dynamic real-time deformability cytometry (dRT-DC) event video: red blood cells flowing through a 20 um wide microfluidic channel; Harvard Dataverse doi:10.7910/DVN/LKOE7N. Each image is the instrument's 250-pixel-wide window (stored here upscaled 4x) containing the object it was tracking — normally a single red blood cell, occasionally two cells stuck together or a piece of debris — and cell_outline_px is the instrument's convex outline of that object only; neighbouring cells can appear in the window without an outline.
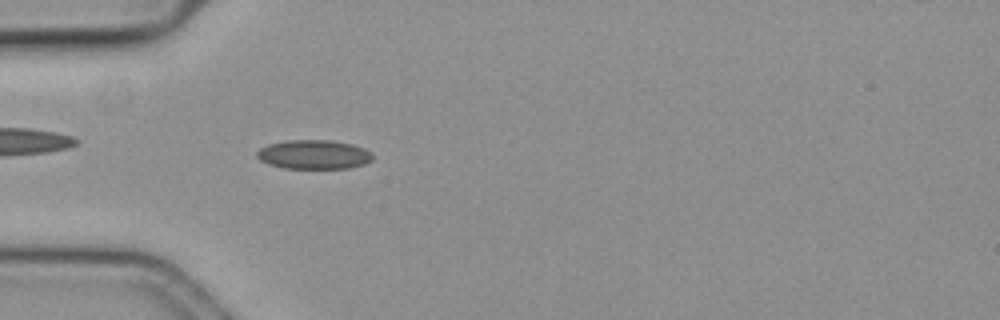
{"species": "common noctule bat (a hibernating species)", "species_latin": "Nyctalus noctula", "temperature_condition": "cold", "stored_images_in_passage": 57, "camera_frame_rate_fps": 3000, "um_per_image_px": 0.085, "animal": {"sex": "female", "body_mass_g": 19.3, "forearm_length_mm": 54.1}, "frame": {"image": 1, "passage_image": 17, "time_ms": 5.333, "image_size_px": [1000, 320], "cell_outline_px": [[372, 160], [364, 164], [348, 168], [284, 168], [268, 164], [260, 160], [256, 156], [256, 152], [260, 148], [268, 144], [288, 140], [328, 140], [352, 144], [364, 148], [372, 152]], "centroid_in_image_um": [26.66, 13.13], "position_along_channel_um": 58.3, "area_um2": 19.65}}
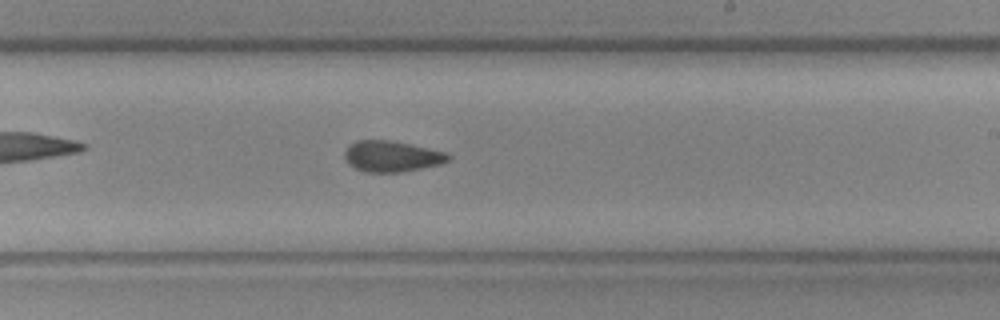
{"frame": {"image": 2, "passage_image": 34, "time_ms": 11.0, "image_size_px": [1000, 320], "cell_outline_px": [[452, 160], [440, 164], [404, 172], [364, 172], [348, 164], [344, 156], [344, 152], [348, 144], [356, 140], [388, 140], [408, 144], [444, 152], [452, 156]], "centroid_in_image_um": [33.27, 13.29], "position_along_channel_um": 255.7, "area_um2": 18.73}}
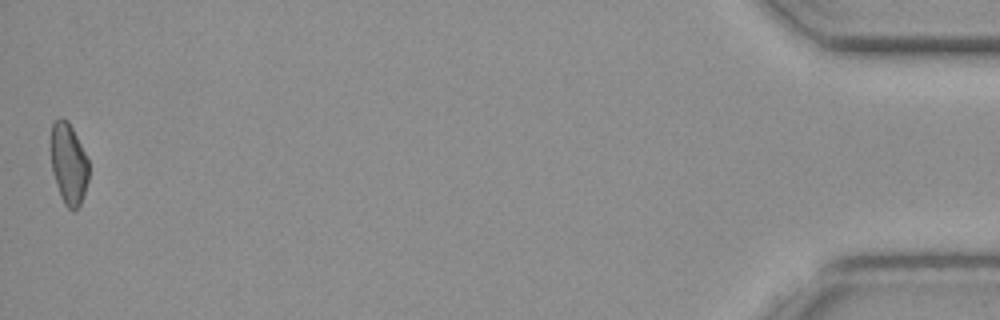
{"frame": {"image": 3, "passage_image": 57, "time_ms": 18.667, "image_size_px": [1000, 320], "cell_outline_px": [[88, 180], [80, 204], [72, 212], [64, 204], [60, 196], [52, 172], [48, 144], [52, 120], [60, 116], [68, 120], [88, 160]], "centroid_in_image_um": [5.76, 13.85], "position_along_channel_um": 429.4, "area_um2": 18.44}, "authors_computed_cell_mechanics": {"area_um2": 18.8428, "velocity_mm_per_s": 3.5662, "shape_relaxation_time_tau1_ms": null, "shape_relaxation_time_tau2_ms": 5.8547, "deformation_change_tau1": null, "deformation_change_tau2": 0.115}}